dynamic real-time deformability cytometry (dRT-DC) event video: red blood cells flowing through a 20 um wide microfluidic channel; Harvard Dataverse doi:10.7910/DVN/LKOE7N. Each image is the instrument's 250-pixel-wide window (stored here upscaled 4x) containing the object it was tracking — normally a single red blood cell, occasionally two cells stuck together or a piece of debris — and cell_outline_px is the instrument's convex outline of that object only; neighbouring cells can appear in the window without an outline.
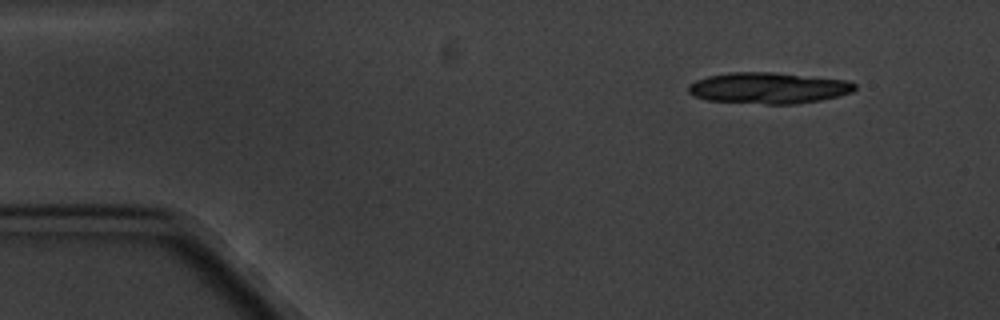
{"species": "common noctule bat (a hibernating species)", "species_latin": "Nyctalus noctula", "temperature_condition": "cold", "stored_images_in_passage": 15, "segment_of_instrument_passage": [1, 2], "camera_frame_rate_fps": 3000, "um_per_image_px": 0.085, "animal": {"sex": "male", "body_mass_g": 20.1, "forearm_length_mm": 53.5}, "frame": {"image": 1, "passage_image": 1, "time_ms": 0.0, "image_size_px": [1000, 320], "cell_outline_px": [[856, 88], [852, 92], [820, 100], [796, 104], [764, 104], [708, 100], [696, 96], [688, 92], [688, 84], [696, 80], [708, 76], [728, 72], [772, 72], [852, 80], [856, 84]], "centroid_in_image_um": [65.35, 7.47], "position_along_channel_um": 19.7, "area_um2": 30.35}}